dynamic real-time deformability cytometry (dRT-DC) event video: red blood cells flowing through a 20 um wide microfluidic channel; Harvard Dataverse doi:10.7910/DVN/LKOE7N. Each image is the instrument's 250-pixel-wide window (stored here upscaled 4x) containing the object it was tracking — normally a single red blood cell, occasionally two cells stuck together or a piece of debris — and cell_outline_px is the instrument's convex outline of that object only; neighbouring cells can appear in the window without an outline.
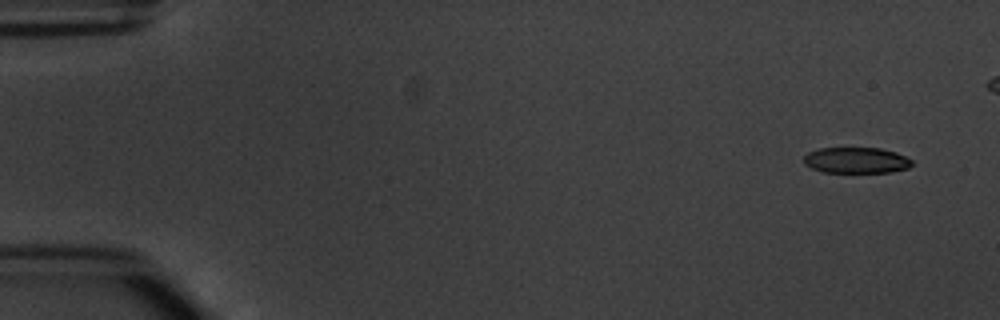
{"species": "common noctule bat (a hibernating species)", "species_latin": "Nyctalus noctula", "temperature_condition": "warm", "stored_images_in_passage": 5, "camera_frame_rate_fps": 3000, "um_per_image_px": 0.085, "animal": {"sex": "male", "body_mass_g": 20.1, "forearm_length_mm": 53.5}, "frame": {"image": 1, "passage_image": 1, "time_ms": 0.0, "image_size_px": [1000, 320], "cell_outline_px": [[912, 164], [908, 168], [892, 172], [824, 172], [812, 168], [804, 164], [804, 156], [808, 152], [820, 148], [880, 148], [896, 152], [912, 160]], "centroid_in_image_um": [72.78, 13.62], "position_along_channel_um": 12.2, "area_um2": 16.3}}